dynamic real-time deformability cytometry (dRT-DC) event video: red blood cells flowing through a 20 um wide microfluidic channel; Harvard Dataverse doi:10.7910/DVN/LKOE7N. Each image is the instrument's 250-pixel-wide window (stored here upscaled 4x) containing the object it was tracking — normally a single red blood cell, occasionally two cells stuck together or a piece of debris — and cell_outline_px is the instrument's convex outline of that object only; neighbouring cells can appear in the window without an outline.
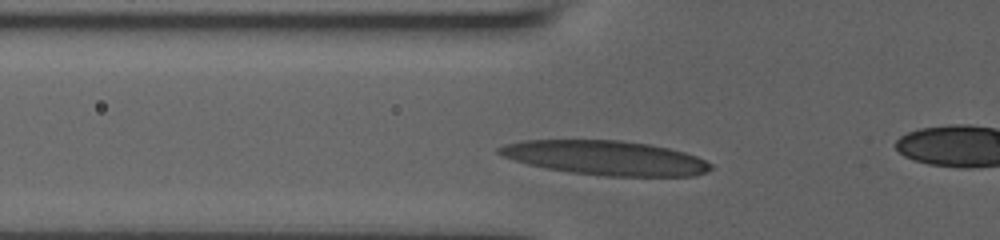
{"species": "human", "species_latin": "Homo sapiens", "temperature_condition": "room temperature", "stored_images_in_passage": 34, "camera_frame_rate_fps": 3000, "um_per_image_px": 0.085, "donor": {"sex": "male"}, "frame": {"image": 1, "passage_image": 2, "time_ms": 0.333, "image_size_px": [1000, 240], "cell_outline_px": [[712, 168], [696, 176], [608, 176], [572, 172], [548, 168], [528, 164], [512, 160], [500, 156], [496, 152], [496, 148], [504, 144], [520, 140], [620, 140], [648, 144], [668, 148], [684, 152], [696, 156], [712, 164]], "centroid_in_image_um": [51.42, 13.41], "position_along_channel_um": 74.4, "area_um2": 42.37}}
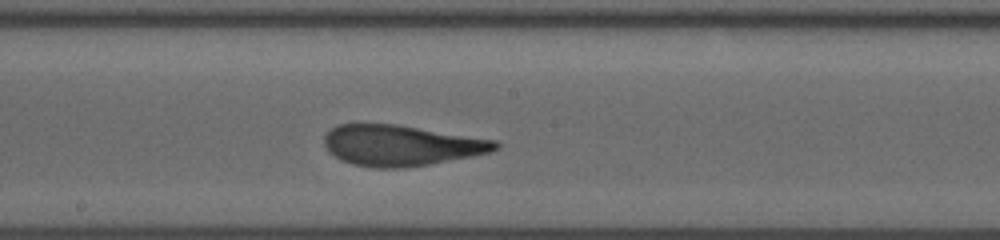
{"frame": {"image": 2, "passage_image": 19, "time_ms": 4.0, "image_size_px": [1000, 240], "cell_outline_px": [[500, 148], [488, 152], [472, 156], [428, 164], [404, 168], [372, 168], [352, 164], [340, 160], [328, 152], [324, 144], [324, 136], [336, 124], [396, 124], [496, 140], [500, 144]], "centroid_in_image_um": [34.06, 12.36], "position_along_channel_um": 214.1, "area_um2": 40.63}}
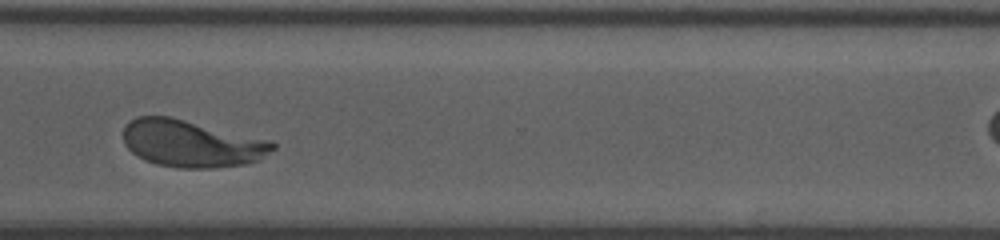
{"frame": {"image": 3, "passage_image": 33, "time_ms": 7.667, "image_size_px": [1000, 240], "cell_outline_px": [[276, 148], [256, 160], [244, 164], [212, 168], [180, 168], [156, 164], [144, 160], [132, 152], [124, 144], [124, 124], [128, 120], [136, 116], [168, 116], [272, 140], [276, 144]], "centroid_in_image_um": [16.25, 12.19], "position_along_channel_um": 354.4, "area_um2": 40.98}}